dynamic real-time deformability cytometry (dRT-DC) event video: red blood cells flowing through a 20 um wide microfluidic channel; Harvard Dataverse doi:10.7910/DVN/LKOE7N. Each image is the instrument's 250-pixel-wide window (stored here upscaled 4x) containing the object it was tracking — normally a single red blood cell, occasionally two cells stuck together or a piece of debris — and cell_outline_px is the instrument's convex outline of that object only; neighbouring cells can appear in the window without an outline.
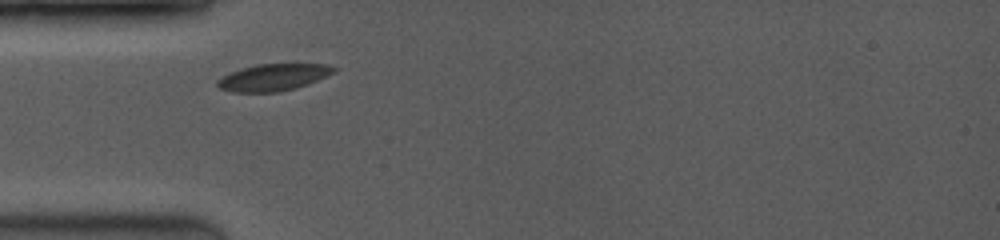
{"species": "common noctule bat (a hibernating species)", "species_latin": "Nyctalus noctula", "temperature_condition": "room temperature", "stored_images_in_passage": 25, "camera_frame_rate_fps": 3500, "um_per_image_px": 0.085, "animal": {"sex": "female", "body_mass_g": 19.0, "forearm_length_mm": 53.3}, "frame": {"image": 1, "passage_image": 1, "time_ms": 0.0, "image_size_px": [1000, 240], "cell_outline_px": [[336, 72], [308, 84], [296, 88], [280, 92], [232, 92], [220, 88], [216, 84], [216, 80], [240, 68], [256, 64], [328, 64], [336, 68]], "centroid_in_image_um": [23.24, 6.57], "position_along_channel_um": 61.8, "area_um2": 18.26}}
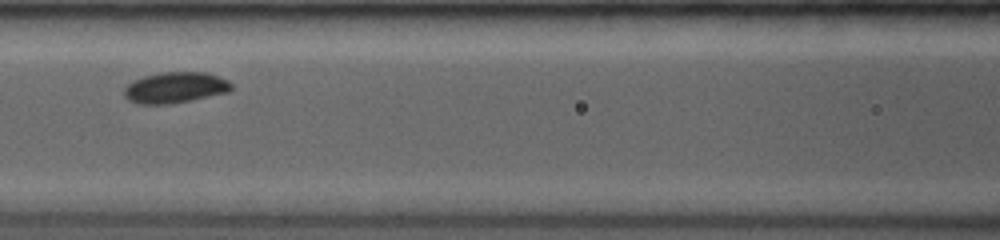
{"frame": {"image": 2, "passage_image": 8, "time_ms": 2.286, "image_size_px": [1000, 240], "cell_outline_px": [[232, 88], [228, 92], [172, 104], [140, 104], [128, 100], [124, 96], [124, 88], [132, 80], [144, 76], [160, 72], [208, 72], [228, 80], [232, 84]], "centroid_in_image_um": [14.88, 7.44], "position_along_channel_um": 151.7, "area_um2": 19.48}}
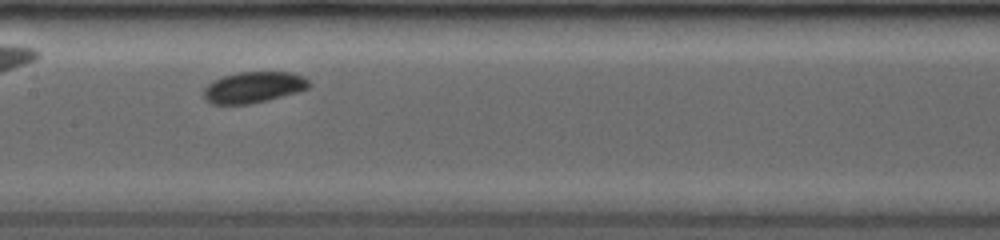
{"frame": {"image": 3, "passage_image": 11, "time_ms": 3.143, "image_size_px": [1000, 240], "cell_outline_px": [[312, 84], [308, 88], [296, 92], [268, 100], [248, 104], [212, 104], [204, 96], [204, 88], [212, 80], [224, 76], [240, 72], [292, 72], [304, 76]], "centroid_in_image_um": [21.57, 7.41], "position_along_channel_um": 185.8, "area_um2": 19.02}}